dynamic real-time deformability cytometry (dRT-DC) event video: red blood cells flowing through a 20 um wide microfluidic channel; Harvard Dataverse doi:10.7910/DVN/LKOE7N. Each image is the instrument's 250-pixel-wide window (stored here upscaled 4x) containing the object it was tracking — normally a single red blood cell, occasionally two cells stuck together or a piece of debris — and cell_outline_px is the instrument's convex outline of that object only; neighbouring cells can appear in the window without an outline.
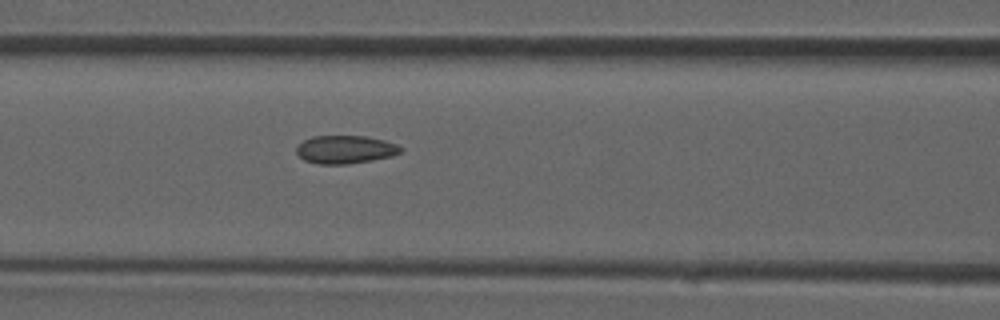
{"species": "common noctule bat (a hibernating species)", "species_latin": "Nyctalus noctula", "temperature_condition": "room temperature", "stored_images_in_passage": 11, "camera_frame_rate_fps": 3000, "um_per_image_px": 0.085, "animal": {"sex": "male", "forearm_length_mm": 52.5}, "frame": {"image": 1, "passage_image": 10, "time_ms": 3.0, "image_size_px": [1000, 320], "cell_outline_px": [[404, 148], [400, 152], [392, 156], [372, 160], [348, 164], [316, 164], [304, 160], [296, 152], [296, 148], [304, 140], [312, 136], [364, 136], [384, 140], [396, 144]], "centroid_in_image_um": [29.35, 12.71], "position_along_channel_um": 137.3, "area_um2": 17.05}}